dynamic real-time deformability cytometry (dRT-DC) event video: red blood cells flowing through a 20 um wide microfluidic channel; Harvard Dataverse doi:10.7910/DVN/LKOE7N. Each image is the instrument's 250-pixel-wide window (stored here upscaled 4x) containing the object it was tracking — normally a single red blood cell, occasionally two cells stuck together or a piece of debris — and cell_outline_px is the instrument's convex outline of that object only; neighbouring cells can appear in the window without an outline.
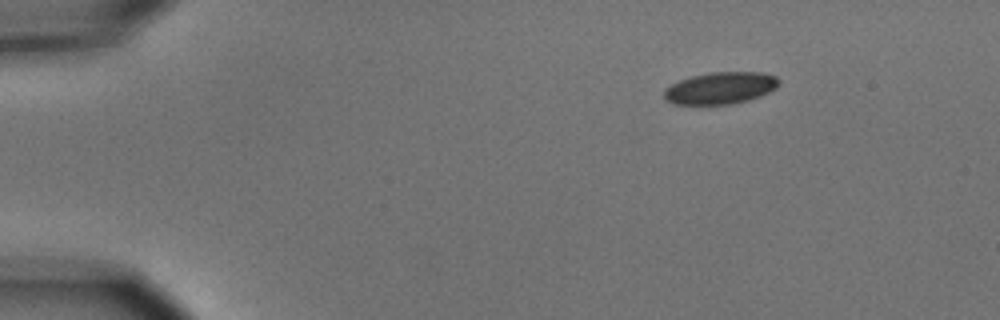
{"species": "common noctule bat (a hibernating species)", "species_latin": "Nyctalus noctula", "temperature_condition": "cold", "stored_images_in_passage": 6, "segment_of_instrument_passage": [2, 2], "camera_frame_rate_fps": 3000, "um_per_image_px": 0.085, "animal": {"sex": "male", "body_mass_g": 15.6}, "frame": {"image": 1, "passage_image": 6, "time_ms": 6.0, "image_size_px": [1000, 320], "cell_outline_px": [[780, 80], [776, 88], [760, 96], [748, 100], [732, 104], [672, 104], [664, 100], [664, 88], [680, 80], [692, 76], [708, 72], [760, 72], [776, 76]], "centroid_in_image_um": [61.22, 7.48], "position_along_channel_um": 23.8, "area_um2": 21.44}}